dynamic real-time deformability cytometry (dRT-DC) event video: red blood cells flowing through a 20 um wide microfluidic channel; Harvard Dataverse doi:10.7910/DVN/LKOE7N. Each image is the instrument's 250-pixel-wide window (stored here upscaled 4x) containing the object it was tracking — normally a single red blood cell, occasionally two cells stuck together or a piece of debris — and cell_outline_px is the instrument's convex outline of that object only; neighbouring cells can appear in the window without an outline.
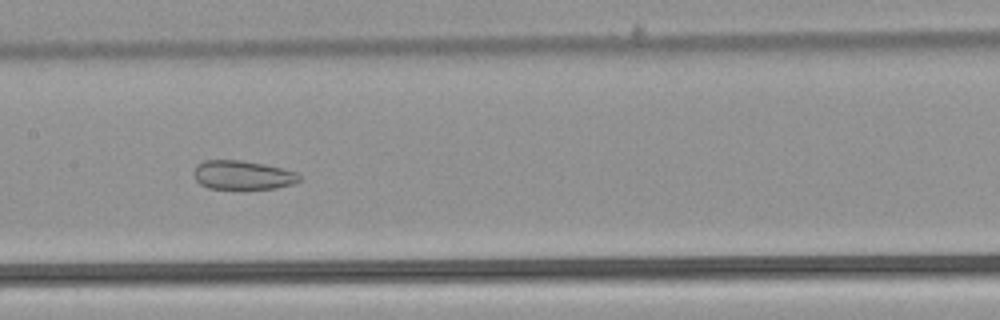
{"species": "common noctule bat (a hibernating species)", "species_latin": "Nyctalus noctula", "temperature_condition": "warm", "stored_images_in_passage": 36, "camera_frame_rate_fps": 3000, "um_per_image_px": 0.085, "animal": {"sex": "male", "body_mass_g": 21.5, "forearm_length_mm": 52.0}, "frame": {"image": 1, "passage_image": 18, "time_ms": 5.667, "image_size_px": [1000, 320], "cell_outline_px": [[300, 180], [292, 184], [276, 188], [244, 192], [208, 188], [200, 184], [192, 176], [192, 172], [196, 164], [204, 160], [240, 160], [264, 164], [296, 172], [300, 176]], "centroid_in_image_um": [20.56, 14.93], "position_along_channel_um": 186.8, "area_um2": 18.73}}
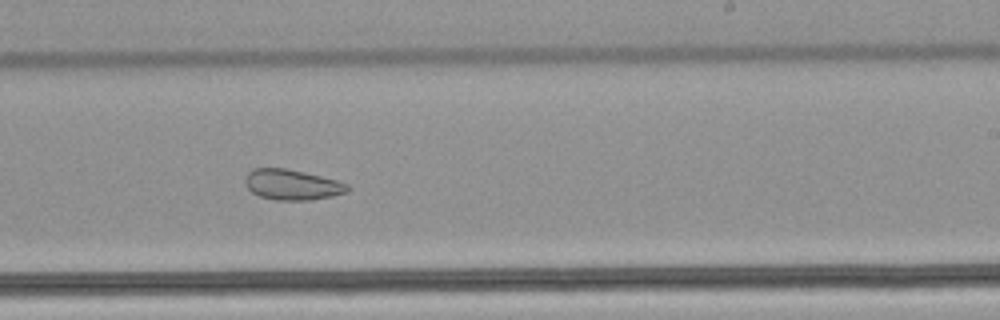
{"frame": {"image": 2, "passage_image": 24, "time_ms": 7.667, "image_size_px": [1000, 320], "cell_outline_px": [[352, 188], [348, 192], [332, 196], [312, 200], [276, 200], [260, 196], [252, 192], [248, 188], [244, 180], [248, 172], [252, 168], [284, 168], [304, 172], [336, 180], [348, 184]], "centroid_in_image_um": [24.85, 15.7], "position_along_channel_um": 264.2, "area_um2": 18.21}}
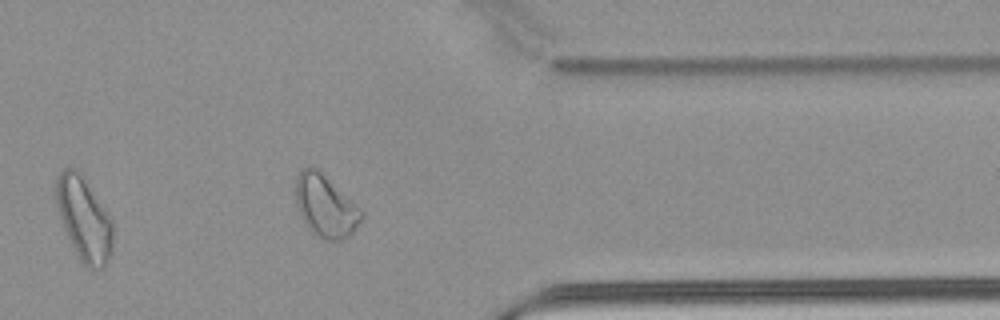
{"frame": {"image": 3, "passage_image": 34, "time_ms": 11.0, "image_size_px": [1000, 320], "cell_outline_px": [[112, 248], [108, 260], [104, 268], [96, 272], [88, 268], [80, 260], [64, 228], [56, 204], [56, 176], [64, 168], [76, 168], [80, 172], [112, 220]], "centroid_in_image_um": [7.14, 18.63], "position_along_channel_um": 404.3, "area_um2": 27.4}, "authors_computed_cell_mechanics": {"area_um2": 20.4034, "velocity_mm_per_s": 3.883, "shape_relaxation_time_tau1_ms": null, "shape_relaxation_time_tau2_ms": 2.8147, "deformation_change_tau1": null, "deformation_change_tau2": 0.0847}}